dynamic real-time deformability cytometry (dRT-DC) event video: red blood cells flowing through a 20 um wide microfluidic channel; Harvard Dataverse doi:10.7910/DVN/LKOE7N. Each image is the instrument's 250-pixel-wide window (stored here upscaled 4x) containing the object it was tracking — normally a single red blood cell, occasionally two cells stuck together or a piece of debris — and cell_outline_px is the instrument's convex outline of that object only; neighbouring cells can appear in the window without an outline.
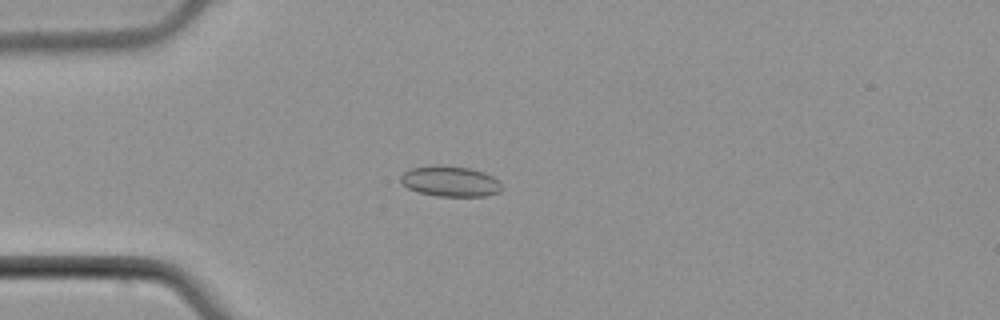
{"species": "common noctule bat (a hibernating species)", "species_latin": "Nyctalus noctula", "temperature_condition": "cold", "stored_images_in_passage": 56, "camera_frame_rate_fps": 3000, "um_per_image_px": 0.085, "animal": {"sex": "male", "body_mass_g": 21.5, "forearm_length_mm": 52.0}, "frame": {"image": 1, "passage_image": 16, "time_ms": 5.0, "image_size_px": [1000, 320], "cell_outline_px": [[504, 188], [500, 192], [484, 196], [436, 196], [416, 192], [400, 184], [400, 176], [408, 168], [436, 164], [472, 168], [484, 172], [492, 176]], "centroid_in_image_um": [38.22, 15.4], "position_along_channel_um": 46.8, "area_um2": 18.38}}
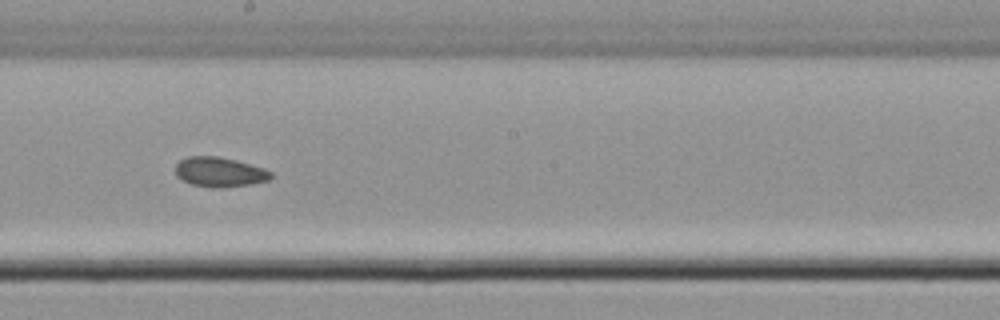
{"frame": {"image": 2, "passage_image": 32, "time_ms": 10.333, "image_size_px": [1000, 320], "cell_outline_px": [[272, 176], [268, 180], [252, 184], [220, 188], [212, 188], [192, 184], [176, 176], [176, 164], [180, 160], [188, 156], [220, 156], [236, 160], [264, 168], [272, 172]], "centroid_in_image_um": [18.67, 14.62], "position_along_channel_um": 229.5, "area_um2": 16.59}}
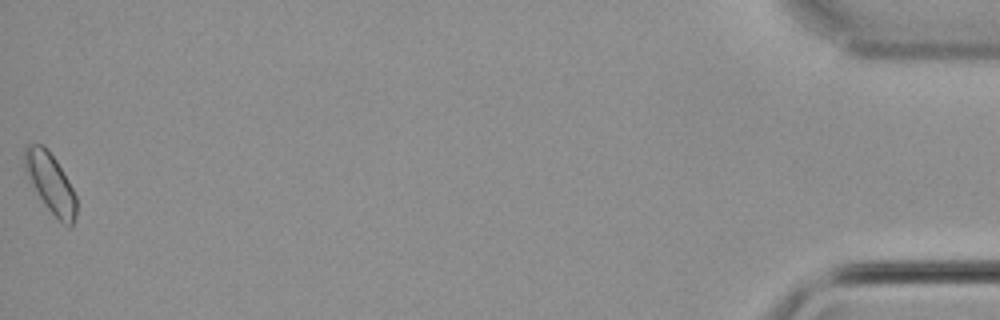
{"frame": {"image": 3, "passage_image": 56, "time_ms": 18.333, "image_size_px": [1000, 320], "cell_outline_px": [[76, 216], [72, 228], [68, 228], [48, 208], [24, 172], [24, 148], [28, 144], [44, 144], [56, 160], [68, 180], [76, 196]], "centroid_in_image_um": [4.29, 15.53], "position_along_channel_um": 430.9, "area_um2": 17.8}, "authors_computed_cell_mechanics": {"area_um2": 16.6175, "velocity_mm_per_s": 3.7762, "shape_relaxation_time_tau1_ms": null, "shape_relaxation_time_tau2_ms": 6.117, "deformation_change_tau1": null, "deformation_change_tau2": 0.0781}}